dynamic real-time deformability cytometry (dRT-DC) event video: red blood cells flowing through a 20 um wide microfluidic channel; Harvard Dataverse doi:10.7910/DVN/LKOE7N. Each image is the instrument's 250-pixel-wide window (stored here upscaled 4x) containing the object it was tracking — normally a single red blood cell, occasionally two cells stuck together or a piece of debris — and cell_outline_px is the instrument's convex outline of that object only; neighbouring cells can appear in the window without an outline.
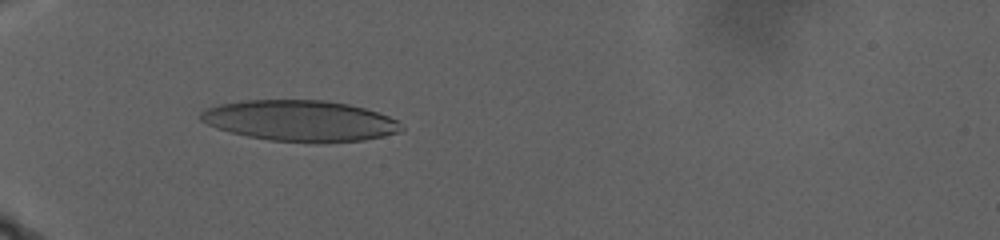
{"species": "human", "species_latin": "Homo sapiens", "temperature_condition": "warm", "stored_images_in_passage": 152, "camera_frame_rate_fps": 3000, "um_per_image_px": 0.085, "donor": {"sex": "male"}, "frame": {"image": 1, "passage_image": 61, "time_ms": 13.0, "image_size_px": [1000, 240], "cell_outline_px": [[404, 128], [400, 132], [384, 136], [364, 140], [316, 144], [268, 140], [248, 136], [216, 128], [200, 120], [200, 112], [208, 108], [220, 104], [244, 100], [328, 100], [348, 104], [364, 108], [388, 116], [404, 124]], "centroid_in_image_um": [25.55, 10.28], "position_along_channel_um": 59.4, "area_um2": 48.26}}
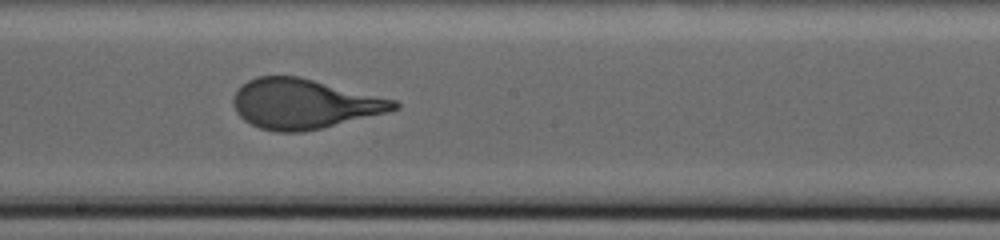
{"frame": {"image": 2, "passage_image": 117, "time_ms": 22.0, "image_size_px": [1000, 240], "cell_outline_px": [[400, 108], [388, 112], [320, 128], [300, 132], [276, 132], [260, 128], [244, 120], [236, 112], [232, 100], [236, 88], [248, 80], [256, 76], [300, 76], [396, 100], [400, 104]], "centroid_in_image_um": [25.82, 8.81], "position_along_channel_um": 222.4, "area_um2": 46.64}}
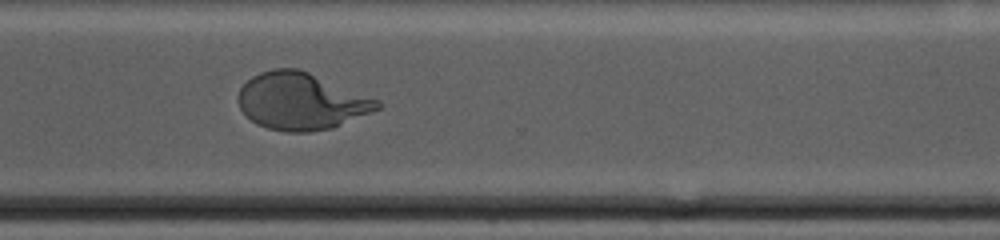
{"frame": {"image": 3, "passage_image": 151, "time_ms": 28.0, "image_size_px": [1000, 240], "cell_outline_px": [[380, 108], [332, 128], [308, 132], [288, 132], [268, 128], [256, 124], [240, 108], [236, 100], [236, 96], [240, 88], [252, 76], [260, 72], [272, 68], [300, 68], [380, 100]], "centroid_in_image_um": [25.57, 8.59], "position_along_channel_um": 345.0, "area_um2": 46.24}}